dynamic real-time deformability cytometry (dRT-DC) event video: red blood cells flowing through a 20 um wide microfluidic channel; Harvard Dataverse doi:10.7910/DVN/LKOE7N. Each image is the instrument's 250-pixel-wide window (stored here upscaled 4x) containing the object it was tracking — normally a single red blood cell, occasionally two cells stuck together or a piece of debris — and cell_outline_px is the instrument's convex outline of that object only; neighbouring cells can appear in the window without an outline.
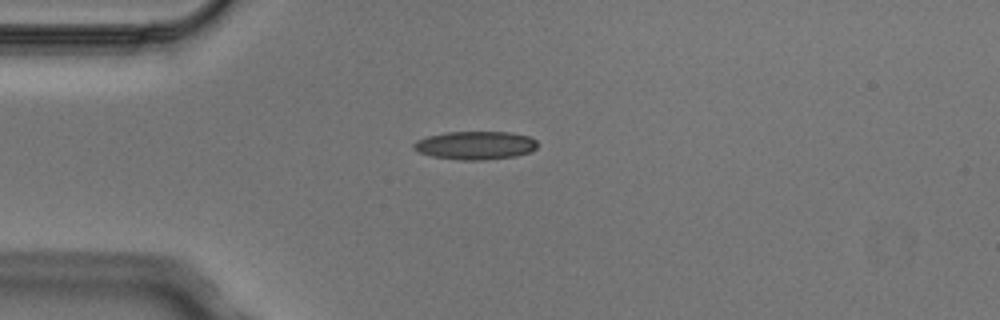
{"species": "Egyptian fruit bat (a non-hibernating species)", "species_latin": "Rousettus aegyptiacus", "temperature_condition": "cold", "stored_images_in_passage": 3, "camera_frame_rate_fps": 3000, "um_per_image_px": 0.085, "animal": {"sex": "male"}, "frame": {"image": 1, "passage_image": 1, "time_ms": 0.0, "image_size_px": [1000, 320], "cell_outline_px": [[536, 148], [532, 152], [516, 156], [480, 160], [460, 160], [432, 156], [420, 152], [412, 148], [412, 144], [416, 140], [428, 136], [444, 132], [512, 132], [528, 136], [536, 140]], "centroid_in_image_um": [40.4, 12.35], "position_along_channel_um": 44.6, "area_um2": 20.46}}
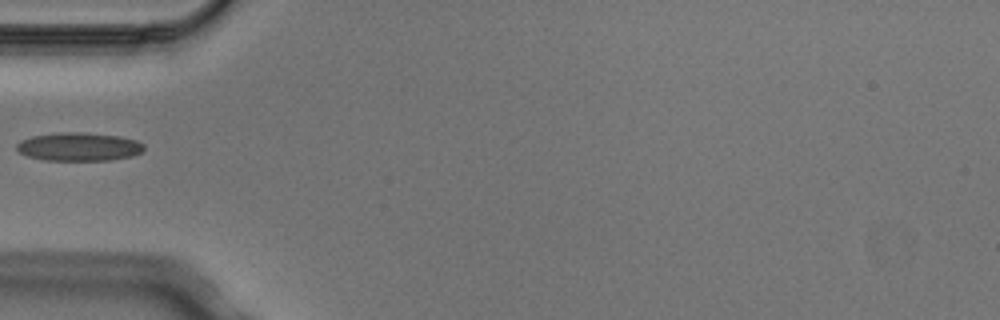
{"frame": {"image": 2, "passage_image": 2, "time_ms": 0.333, "image_size_px": [1000, 320], "cell_outline_px": [[144, 148], [140, 152], [132, 156], [108, 160], [44, 160], [28, 156], [20, 152], [16, 148], [16, 144], [20, 140], [32, 136], [60, 132], [84, 132], [120, 136], [136, 140], [144, 144]], "centroid_in_image_um": [6.7, 12.46], "position_along_channel_um": 78.3, "area_um2": 21.04}}
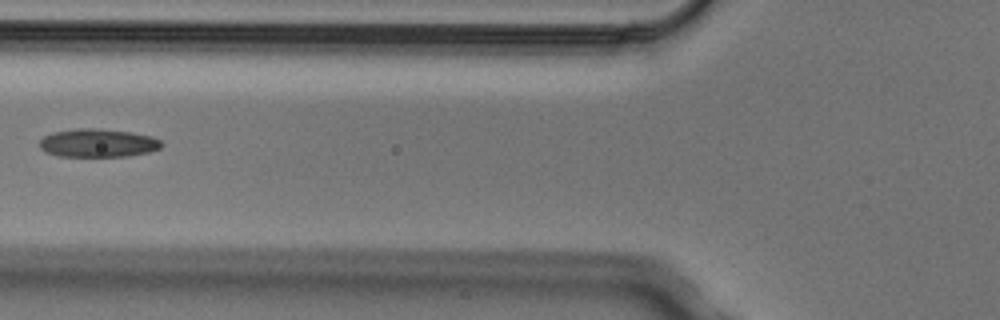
{"frame": {"image": 3, "passage_image": 3, "time_ms": 0.667, "image_size_px": [1000, 320], "cell_outline_px": [[164, 144], [160, 148], [148, 152], [128, 156], [60, 156], [44, 152], [40, 148], [40, 140], [44, 136], [52, 132], [76, 128], [100, 128], [132, 132], [152, 136], [160, 140]], "centroid_in_image_um": [8.32, 12.14], "position_along_channel_um": 117.5, "area_um2": 20.29}}